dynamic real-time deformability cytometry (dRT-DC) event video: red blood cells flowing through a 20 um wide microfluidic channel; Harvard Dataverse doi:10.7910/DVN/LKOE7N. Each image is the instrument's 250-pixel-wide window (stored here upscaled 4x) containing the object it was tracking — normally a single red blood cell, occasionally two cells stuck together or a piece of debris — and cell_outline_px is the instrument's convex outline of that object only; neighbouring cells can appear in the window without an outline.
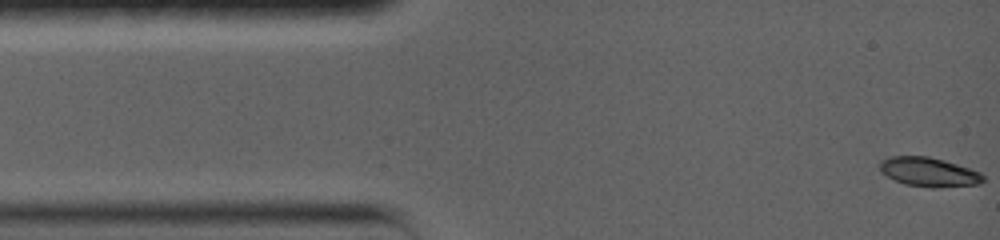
{"species": "common noctule bat (a hibernating species)", "species_latin": "Nyctalus noctula", "temperature_condition": "warm", "stored_images_in_passage": 77, "camera_frame_rate_fps": 5000, "um_per_image_px": 0.085, "animal": {"sex": "female", "body_mass_g": 19.0, "forearm_length_mm": 56.7}, "frame": {"image": 1, "passage_image": 1, "time_ms": 0.0, "image_size_px": [1000, 240], "cell_outline_px": [[984, 180], [980, 184], [932, 188], [928, 188], [904, 184], [880, 172], [880, 160], [888, 156], [928, 156], [944, 160], [980, 172], [984, 176]], "centroid_in_image_um": [78.93, 14.62], "position_along_channel_um": 6.1, "area_um2": 17.63}}
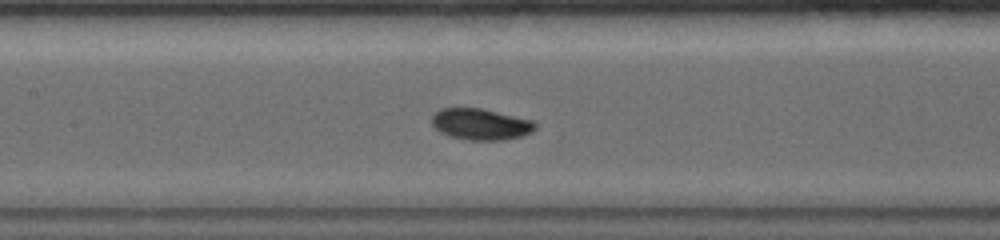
{"frame": {"image": 2, "passage_image": 34, "time_ms": 6.4, "image_size_px": [1000, 240], "cell_outline_px": [[536, 128], [532, 132], [520, 136], [504, 140], [468, 140], [452, 136], [440, 132], [432, 124], [432, 116], [440, 108], [480, 108], [532, 120], [536, 124]], "centroid_in_image_um": [40.86, 10.56], "position_along_channel_um": 166.5, "area_um2": 18.67}}
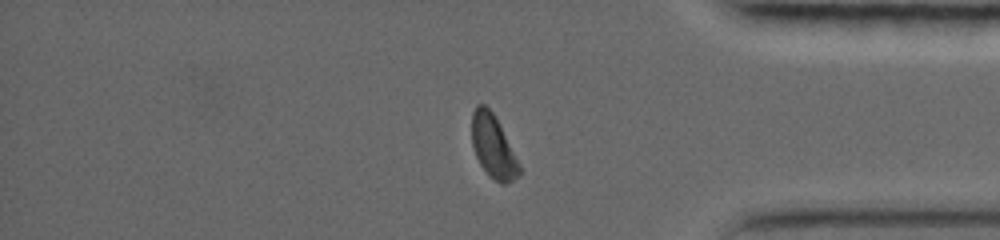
{"frame": {"image": 3, "passage_image": 66, "time_ms": 12.8, "image_size_px": [1000, 240], "cell_outline_px": [[520, 172], [512, 180], [504, 184], [496, 180], [480, 164], [476, 156], [472, 140], [472, 116], [476, 108], [480, 104], [484, 104], [492, 112], [520, 168]], "centroid_in_image_um": [41.88, 12.45], "position_along_channel_um": 393.3, "area_um2": 16.13}, "authors_computed_cell_mechanics": {"area_um2": 17.6868, "velocity_mm_per_s": 3.7792, "shape_relaxation_time_tau1_ms": 3.8637, "shape_relaxation_time_tau2_ms": 8.2859, "deformation_change_tau1": 0.1481, "deformation_change_tau2": 0.0651}}